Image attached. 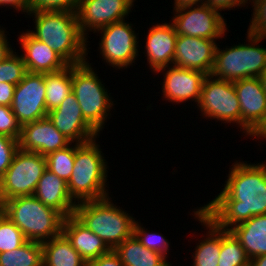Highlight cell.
<instances>
[{"label":"cell","mask_w":266,"mask_h":266,"mask_svg":"<svg viewBox=\"0 0 266 266\" xmlns=\"http://www.w3.org/2000/svg\"><path fill=\"white\" fill-rule=\"evenodd\" d=\"M46 169L45 156L18 149L11 165L0 179L3 201L33 195Z\"/></svg>","instance_id":"8"},{"label":"cell","mask_w":266,"mask_h":266,"mask_svg":"<svg viewBox=\"0 0 266 266\" xmlns=\"http://www.w3.org/2000/svg\"><path fill=\"white\" fill-rule=\"evenodd\" d=\"M6 217L24 234L28 241L43 243L62 233L65 217L42 204L34 195L4 201Z\"/></svg>","instance_id":"5"},{"label":"cell","mask_w":266,"mask_h":266,"mask_svg":"<svg viewBox=\"0 0 266 266\" xmlns=\"http://www.w3.org/2000/svg\"><path fill=\"white\" fill-rule=\"evenodd\" d=\"M6 216V209L4 205H0V222Z\"/></svg>","instance_id":"47"},{"label":"cell","mask_w":266,"mask_h":266,"mask_svg":"<svg viewBox=\"0 0 266 266\" xmlns=\"http://www.w3.org/2000/svg\"><path fill=\"white\" fill-rule=\"evenodd\" d=\"M0 6H10L19 12H26L27 14L30 12V0H0Z\"/></svg>","instance_id":"41"},{"label":"cell","mask_w":266,"mask_h":266,"mask_svg":"<svg viewBox=\"0 0 266 266\" xmlns=\"http://www.w3.org/2000/svg\"><path fill=\"white\" fill-rule=\"evenodd\" d=\"M125 21L109 24L97 31L101 33V41L98 44L102 59L117 69L130 67L139 55L138 35L132 24Z\"/></svg>","instance_id":"11"},{"label":"cell","mask_w":266,"mask_h":266,"mask_svg":"<svg viewBox=\"0 0 266 266\" xmlns=\"http://www.w3.org/2000/svg\"><path fill=\"white\" fill-rule=\"evenodd\" d=\"M88 62L72 65V92L84 119L100 134L114 101Z\"/></svg>","instance_id":"7"},{"label":"cell","mask_w":266,"mask_h":266,"mask_svg":"<svg viewBox=\"0 0 266 266\" xmlns=\"http://www.w3.org/2000/svg\"><path fill=\"white\" fill-rule=\"evenodd\" d=\"M194 218L198 219L201 225L209 231L204 240H200L196 245L195 254L193 253V265L191 266H218V259L221 250V229L217 228L210 220H208L199 208L193 211Z\"/></svg>","instance_id":"25"},{"label":"cell","mask_w":266,"mask_h":266,"mask_svg":"<svg viewBox=\"0 0 266 266\" xmlns=\"http://www.w3.org/2000/svg\"><path fill=\"white\" fill-rule=\"evenodd\" d=\"M250 2L254 8L247 32L266 39V0H250Z\"/></svg>","instance_id":"34"},{"label":"cell","mask_w":266,"mask_h":266,"mask_svg":"<svg viewBox=\"0 0 266 266\" xmlns=\"http://www.w3.org/2000/svg\"><path fill=\"white\" fill-rule=\"evenodd\" d=\"M18 149L17 139L0 134V179L11 165L12 159Z\"/></svg>","instance_id":"37"},{"label":"cell","mask_w":266,"mask_h":266,"mask_svg":"<svg viewBox=\"0 0 266 266\" xmlns=\"http://www.w3.org/2000/svg\"><path fill=\"white\" fill-rule=\"evenodd\" d=\"M250 0H205V3L210 7L219 11L231 10V8L246 6Z\"/></svg>","instance_id":"39"},{"label":"cell","mask_w":266,"mask_h":266,"mask_svg":"<svg viewBox=\"0 0 266 266\" xmlns=\"http://www.w3.org/2000/svg\"><path fill=\"white\" fill-rule=\"evenodd\" d=\"M240 103V128L245 135H253L266 121V92L259 77L234 81Z\"/></svg>","instance_id":"14"},{"label":"cell","mask_w":266,"mask_h":266,"mask_svg":"<svg viewBox=\"0 0 266 266\" xmlns=\"http://www.w3.org/2000/svg\"><path fill=\"white\" fill-rule=\"evenodd\" d=\"M264 163H233L223 190L199 211L222 230H230L253 216L266 214Z\"/></svg>","instance_id":"1"},{"label":"cell","mask_w":266,"mask_h":266,"mask_svg":"<svg viewBox=\"0 0 266 266\" xmlns=\"http://www.w3.org/2000/svg\"><path fill=\"white\" fill-rule=\"evenodd\" d=\"M99 147L96 138L75 143V162L67 187L71 198L77 203L109 196L106 189L108 163Z\"/></svg>","instance_id":"3"},{"label":"cell","mask_w":266,"mask_h":266,"mask_svg":"<svg viewBox=\"0 0 266 266\" xmlns=\"http://www.w3.org/2000/svg\"><path fill=\"white\" fill-rule=\"evenodd\" d=\"M0 134L19 140L21 125L16 119L11 106H0Z\"/></svg>","instance_id":"35"},{"label":"cell","mask_w":266,"mask_h":266,"mask_svg":"<svg viewBox=\"0 0 266 266\" xmlns=\"http://www.w3.org/2000/svg\"><path fill=\"white\" fill-rule=\"evenodd\" d=\"M248 44L215 50L214 65L210 75L217 79L237 81L259 77L266 69V48L258 45L264 37L247 32Z\"/></svg>","instance_id":"6"},{"label":"cell","mask_w":266,"mask_h":266,"mask_svg":"<svg viewBox=\"0 0 266 266\" xmlns=\"http://www.w3.org/2000/svg\"><path fill=\"white\" fill-rule=\"evenodd\" d=\"M72 142L60 133L48 117L21 126L18 140L20 150L43 156L63 149Z\"/></svg>","instance_id":"18"},{"label":"cell","mask_w":266,"mask_h":266,"mask_svg":"<svg viewBox=\"0 0 266 266\" xmlns=\"http://www.w3.org/2000/svg\"><path fill=\"white\" fill-rule=\"evenodd\" d=\"M162 71V72H161ZM162 82L163 97L169 102L183 103L191 99L198 104L201 97V88L206 73L175 65L159 69L155 73H164Z\"/></svg>","instance_id":"16"},{"label":"cell","mask_w":266,"mask_h":266,"mask_svg":"<svg viewBox=\"0 0 266 266\" xmlns=\"http://www.w3.org/2000/svg\"><path fill=\"white\" fill-rule=\"evenodd\" d=\"M259 79L262 83V87L266 92V69L260 74Z\"/></svg>","instance_id":"46"},{"label":"cell","mask_w":266,"mask_h":266,"mask_svg":"<svg viewBox=\"0 0 266 266\" xmlns=\"http://www.w3.org/2000/svg\"><path fill=\"white\" fill-rule=\"evenodd\" d=\"M87 266H124L119 256L111 250L109 253L102 255L95 260L90 261Z\"/></svg>","instance_id":"38"},{"label":"cell","mask_w":266,"mask_h":266,"mask_svg":"<svg viewBox=\"0 0 266 266\" xmlns=\"http://www.w3.org/2000/svg\"><path fill=\"white\" fill-rule=\"evenodd\" d=\"M0 205H4V201L1 196V184H0Z\"/></svg>","instance_id":"48"},{"label":"cell","mask_w":266,"mask_h":266,"mask_svg":"<svg viewBox=\"0 0 266 266\" xmlns=\"http://www.w3.org/2000/svg\"><path fill=\"white\" fill-rule=\"evenodd\" d=\"M216 40L177 36L173 65L210 75L215 58Z\"/></svg>","instance_id":"17"},{"label":"cell","mask_w":266,"mask_h":266,"mask_svg":"<svg viewBox=\"0 0 266 266\" xmlns=\"http://www.w3.org/2000/svg\"><path fill=\"white\" fill-rule=\"evenodd\" d=\"M114 252L124 266H172L161 253L144 247L134 234L118 245Z\"/></svg>","instance_id":"24"},{"label":"cell","mask_w":266,"mask_h":266,"mask_svg":"<svg viewBox=\"0 0 266 266\" xmlns=\"http://www.w3.org/2000/svg\"><path fill=\"white\" fill-rule=\"evenodd\" d=\"M47 117L55 128L72 143H85L99 136V133L84 119L73 92L59 107L49 111Z\"/></svg>","instance_id":"15"},{"label":"cell","mask_w":266,"mask_h":266,"mask_svg":"<svg viewBox=\"0 0 266 266\" xmlns=\"http://www.w3.org/2000/svg\"><path fill=\"white\" fill-rule=\"evenodd\" d=\"M205 3V0H174V8L173 9H177V8H182V7H186V6H193V5H197V4H203Z\"/></svg>","instance_id":"43"},{"label":"cell","mask_w":266,"mask_h":266,"mask_svg":"<svg viewBox=\"0 0 266 266\" xmlns=\"http://www.w3.org/2000/svg\"><path fill=\"white\" fill-rule=\"evenodd\" d=\"M80 0H30V12L73 11L76 12Z\"/></svg>","instance_id":"36"},{"label":"cell","mask_w":266,"mask_h":266,"mask_svg":"<svg viewBox=\"0 0 266 266\" xmlns=\"http://www.w3.org/2000/svg\"><path fill=\"white\" fill-rule=\"evenodd\" d=\"M206 118L236 123L240 127V103L234 83L207 75L201 88V97L197 104Z\"/></svg>","instance_id":"9"},{"label":"cell","mask_w":266,"mask_h":266,"mask_svg":"<svg viewBox=\"0 0 266 266\" xmlns=\"http://www.w3.org/2000/svg\"><path fill=\"white\" fill-rule=\"evenodd\" d=\"M46 108L51 111L72 92V65L56 72L45 73Z\"/></svg>","instance_id":"27"},{"label":"cell","mask_w":266,"mask_h":266,"mask_svg":"<svg viewBox=\"0 0 266 266\" xmlns=\"http://www.w3.org/2000/svg\"><path fill=\"white\" fill-rule=\"evenodd\" d=\"M145 56L149 67L156 72L161 68L173 65L175 55L176 30L171 23H157L148 30Z\"/></svg>","instance_id":"20"},{"label":"cell","mask_w":266,"mask_h":266,"mask_svg":"<svg viewBox=\"0 0 266 266\" xmlns=\"http://www.w3.org/2000/svg\"><path fill=\"white\" fill-rule=\"evenodd\" d=\"M27 15H34L36 29L28 32L54 50L69 65L88 60V41L80 31L76 12L36 11Z\"/></svg>","instance_id":"2"},{"label":"cell","mask_w":266,"mask_h":266,"mask_svg":"<svg viewBox=\"0 0 266 266\" xmlns=\"http://www.w3.org/2000/svg\"><path fill=\"white\" fill-rule=\"evenodd\" d=\"M33 195L65 218L74 215L77 202L71 198L67 182L48 169L43 172Z\"/></svg>","instance_id":"21"},{"label":"cell","mask_w":266,"mask_h":266,"mask_svg":"<svg viewBox=\"0 0 266 266\" xmlns=\"http://www.w3.org/2000/svg\"><path fill=\"white\" fill-rule=\"evenodd\" d=\"M135 0H80L76 10L81 33L88 40L87 32L107 27L125 20Z\"/></svg>","instance_id":"13"},{"label":"cell","mask_w":266,"mask_h":266,"mask_svg":"<svg viewBox=\"0 0 266 266\" xmlns=\"http://www.w3.org/2000/svg\"><path fill=\"white\" fill-rule=\"evenodd\" d=\"M24 54H21L29 73H51L64 69L69 64L45 43L34 38L28 31L19 37Z\"/></svg>","instance_id":"19"},{"label":"cell","mask_w":266,"mask_h":266,"mask_svg":"<svg viewBox=\"0 0 266 266\" xmlns=\"http://www.w3.org/2000/svg\"><path fill=\"white\" fill-rule=\"evenodd\" d=\"M250 266H266V254L251 259Z\"/></svg>","instance_id":"44"},{"label":"cell","mask_w":266,"mask_h":266,"mask_svg":"<svg viewBox=\"0 0 266 266\" xmlns=\"http://www.w3.org/2000/svg\"><path fill=\"white\" fill-rule=\"evenodd\" d=\"M136 238L141 242V244L152 251L161 253L167 258L169 248V241L165 239L163 234L159 233H150L144 229V227L135 221L134 224V233Z\"/></svg>","instance_id":"33"},{"label":"cell","mask_w":266,"mask_h":266,"mask_svg":"<svg viewBox=\"0 0 266 266\" xmlns=\"http://www.w3.org/2000/svg\"><path fill=\"white\" fill-rule=\"evenodd\" d=\"M26 241L23 232L5 216L0 222V253L12 251Z\"/></svg>","instance_id":"31"},{"label":"cell","mask_w":266,"mask_h":266,"mask_svg":"<svg viewBox=\"0 0 266 266\" xmlns=\"http://www.w3.org/2000/svg\"><path fill=\"white\" fill-rule=\"evenodd\" d=\"M16 85L12 83L0 82V106H11Z\"/></svg>","instance_id":"40"},{"label":"cell","mask_w":266,"mask_h":266,"mask_svg":"<svg viewBox=\"0 0 266 266\" xmlns=\"http://www.w3.org/2000/svg\"><path fill=\"white\" fill-rule=\"evenodd\" d=\"M250 259L230 230L221 229V250L218 266H249Z\"/></svg>","instance_id":"29"},{"label":"cell","mask_w":266,"mask_h":266,"mask_svg":"<svg viewBox=\"0 0 266 266\" xmlns=\"http://www.w3.org/2000/svg\"><path fill=\"white\" fill-rule=\"evenodd\" d=\"M42 249L43 266H87L63 233L43 242Z\"/></svg>","instance_id":"26"},{"label":"cell","mask_w":266,"mask_h":266,"mask_svg":"<svg viewBox=\"0 0 266 266\" xmlns=\"http://www.w3.org/2000/svg\"><path fill=\"white\" fill-rule=\"evenodd\" d=\"M45 74L27 72L15 86L12 111L22 126L47 117Z\"/></svg>","instance_id":"12"},{"label":"cell","mask_w":266,"mask_h":266,"mask_svg":"<svg viewBox=\"0 0 266 266\" xmlns=\"http://www.w3.org/2000/svg\"><path fill=\"white\" fill-rule=\"evenodd\" d=\"M172 24L176 34L204 39H222L227 31L220 11L206 3L174 9Z\"/></svg>","instance_id":"10"},{"label":"cell","mask_w":266,"mask_h":266,"mask_svg":"<svg viewBox=\"0 0 266 266\" xmlns=\"http://www.w3.org/2000/svg\"><path fill=\"white\" fill-rule=\"evenodd\" d=\"M71 145L45 156L47 169L66 182L70 179L75 162V145Z\"/></svg>","instance_id":"30"},{"label":"cell","mask_w":266,"mask_h":266,"mask_svg":"<svg viewBox=\"0 0 266 266\" xmlns=\"http://www.w3.org/2000/svg\"><path fill=\"white\" fill-rule=\"evenodd\" d=\"M2 83H12L17 85L27 73L25 64L21 55L16 52L10 54L6 59L0 62Z\"/></svg>","instance_id":"32"},{"label":"cell","mask_w":266,"mask_h":266,"mask_svg":"<svg viewBox=\"0 0 266 266\" xmlns=\"http://www.w3.org/2000/svg\"><path fill=\"white\" fill-rule=\"evenodd\" d=\"M0 82L2 83V74H1V68H0Z\"/></svg>","instance_id":"49"},{"label":"cell","mask_w":266,"mask_h":266,"mask_svg":"<svg viewBox=\"0 0 266 266\" xmlns=\"http://www.w3.org/2000/svg\"><path fill=\"white\" fill-rule=\"evenodd\" d=\"M0 266H43L42 243L27 240L12 251L0 253Z\"/></svg>","instance_id":"28"},{"label":"cell","mask_w":266,"mask_h":266,"mask_svg":"<svg viewBox=\"0 0 266 266\" xmlns=\"http://www.w3.org/2000/svg\"><path fill=\"white\" fill-rule=\"evenodd\" d=\"M5 33H7V31L5 32L3 27L1 28L0 26V62L14 52Z\"/></svg>","instance_id":"42"},{"label":"cell","mask_w":266,"mask_h":266,"mask_svg":"<svg viewBox=\"0 0 266 266\" xmlns=\"http://www.w3.org/2000/svg\"><path fill=\"white\" fill-rule=\"evenodd\" d=\"M255 136L257 137L258 140L261 138L262 139L265 138V140H266V121L263 124V126L253 135V137L256 139Z\"/></svg>","instance_id":"45"},{"label":"cell","mask_w":266,"mask_h":266,"mask_svg":"<svg viewBox=\"0 0 266 266\" xmlns=\"http://www.w3.org/2000/svg\"><path fill=\"white\" fill-rule=\"evenodd\" d=\"M62 233L87 264L111 251L100 237L84 226L74 215L64 219Z\"/></svg>","instance_id":"22"},{"label":"cell","mask_w":266,"mask_h":266,"mask_svg":"<svg viewBox=\"0 0 266 266\" xmlns=\"http://www.w3.org/2000/svg\"><path fill=\"white\" fill-rule=\"evenodd\" d=\"M251 260L266 254V214L253 216L230 229Z\"/></svg>","instance_id":"23"},{"label":"cell","mask_w":266,"mask_h":266,"mask_svg":"<svg viewBox=\"0 0 266 266\" xmlns=\"http://www.w3.org/2000/svg\"><path fill=\"white\" fill-rule=\"evenodd\" d=\"M110 196L77 203L74 216L114 250L134 233L135 218L116 206Z\"/></svg>","instance_id":"4"}]
</instances>
